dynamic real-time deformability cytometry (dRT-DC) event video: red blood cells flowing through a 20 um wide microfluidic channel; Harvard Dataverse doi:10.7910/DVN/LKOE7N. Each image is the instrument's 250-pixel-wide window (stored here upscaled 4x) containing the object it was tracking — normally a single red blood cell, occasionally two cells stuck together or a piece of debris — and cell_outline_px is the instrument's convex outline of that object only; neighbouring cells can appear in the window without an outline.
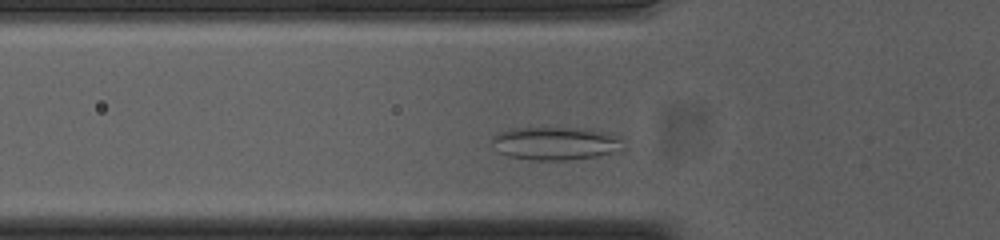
{"species": "common noctule bat (a hibernating species)", "species_latin": "Nyctalus noctula", "temperature_condition": "cold", "stored_images_in_passage": 34, "camera_frame_rate_fps": 3000, "um_per_image_px": 0.085, "animal": {"sex": "female", "body_mass_g": 23.0, "forearm_length_mm": 53.4}, "frame": {"image": 1, "passage_image": 7, "time_ms": 2.0, "image_size_px": [1000, 240], "cell_outline_px": [[624, 140], [612, 152], [596, 156], [564, 160], [532, 160], [508, 156], [500, 152], [492, 140], [500, 132], [512, 128], [560, 128], [612, 132], [620, 136]], "centroid_in_image_um": [47.21, 12.18], "position_along_channel_um": 78.6, "area_um2": 24.62}}
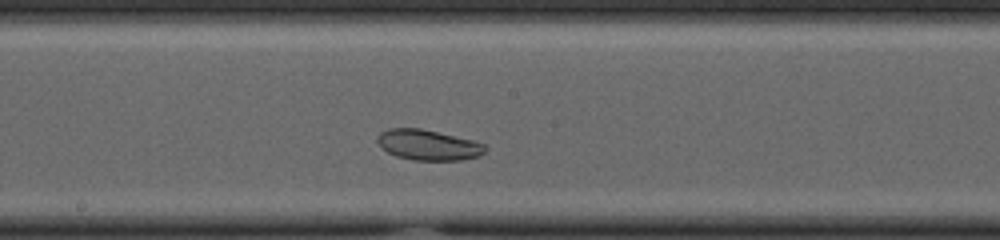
{"frame": {"image": 2, "passage_image": 18, "time_ms": 5.667, "image_size_px": [1000, 240], "cell_outline_px": [[484, 152], [480, 156], [464, 160], [412, 160], [396, 156], [388, 152], [376, 140], [380, 132], [388, 128], [420, 128], [472, 140], [484, 144]], "centroid_in_image_um": [36.39, 12.32], "position_along_channel_um": 211.8, "area_um2": 18.96}}
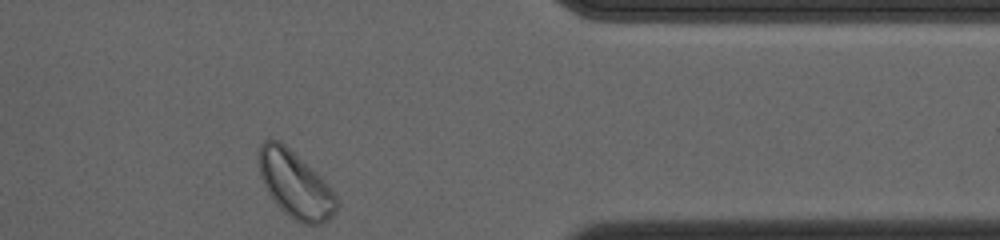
{"frame": {"image": 3, "passage_image": 34, "time_ms": 11.0, "image_size_px": [1000, 240], "cell_outline_px": [[340, 204], [336, 212], [328, 220], [320, 224], [304, 224], [288, 216], [280, 208], [268, 192], [260, 176], [260, 144], [264, 140], [280, 140], [316, 172], [324, 180], [336, 196]], "centroid_in_image_um": [25.13, 15.71], "position_along_channel_um": 386.3, "area_um2": 29.77}}